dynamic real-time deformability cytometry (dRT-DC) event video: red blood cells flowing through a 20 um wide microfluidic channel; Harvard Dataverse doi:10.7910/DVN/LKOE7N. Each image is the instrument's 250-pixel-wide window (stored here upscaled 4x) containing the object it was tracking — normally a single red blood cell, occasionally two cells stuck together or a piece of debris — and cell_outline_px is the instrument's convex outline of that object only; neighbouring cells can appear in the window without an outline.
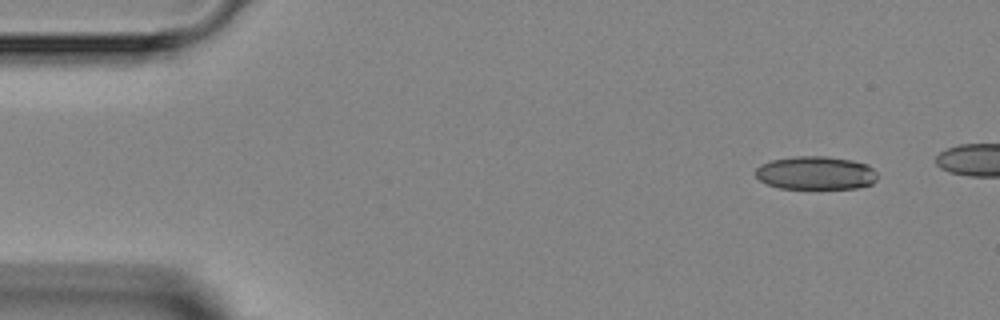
{"species": "Egyptian fruit bat (a non-hibernating species)", "species_latin": "Rousettus aegyptiacus", "temperature_condition": "room temperature", "stored_images_in_passage": 4, "camera_frame_rate_fps": 3000, "um_per_image_px": 0.085, "animal": {"sex": "female"}, "frame": {"image": 1, "passage_image": 1, "time_ms": 0.0, "image_size_px": [1000, 320], "cell_outline_px": [[876, 180], [872, 184], [856, 188], [780, 188], [768, 184], [760, 180], [756, 176], [756, 168], [760, 164], [772, 160], [796, 156], [824, 156], [852, 160], [868, 164], [876, 172]], "centroid_in_image_um": [69.34, 14.69], "position_along_channel_um": 15.7, "area_um2": 23.58}}